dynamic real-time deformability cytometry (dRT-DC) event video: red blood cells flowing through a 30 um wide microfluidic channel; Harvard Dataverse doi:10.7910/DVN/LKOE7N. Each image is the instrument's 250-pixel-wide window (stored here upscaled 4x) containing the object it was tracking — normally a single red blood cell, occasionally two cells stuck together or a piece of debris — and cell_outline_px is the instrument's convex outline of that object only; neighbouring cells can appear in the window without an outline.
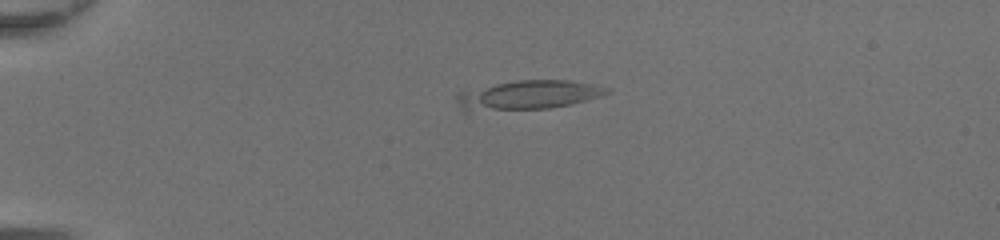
{"species": "common noctule bat (a hibernating species)", "species_latin": "Nyctalus noctula", "temperature_condition": "room temperature", "stored_images_in_passage": 19, "camera_frame_rate_fps": 3000, "um_per_image_px": 0.085, "animal": {"sex": "female", "body_mass_g": 20.0, "forearm_length_mm": 54.0}, "frame": {"image": 1, "passage_image": 19, "time_ms": 6.0, "image_size_px": [1000, 240], "cell_outline_px": [[612, 92], [604, 96], [572, 104], [548, 108], [468, 112], [464, 112], [460, 108], [456, 100], [456, 92], [460, 88], [516, 80], [568, 80], [592, 84], [608, 88]], "centroid_in_image_um": [44.76, 8.08], "position_along_channel_um": 40.2, "area_um2": 26.53}}